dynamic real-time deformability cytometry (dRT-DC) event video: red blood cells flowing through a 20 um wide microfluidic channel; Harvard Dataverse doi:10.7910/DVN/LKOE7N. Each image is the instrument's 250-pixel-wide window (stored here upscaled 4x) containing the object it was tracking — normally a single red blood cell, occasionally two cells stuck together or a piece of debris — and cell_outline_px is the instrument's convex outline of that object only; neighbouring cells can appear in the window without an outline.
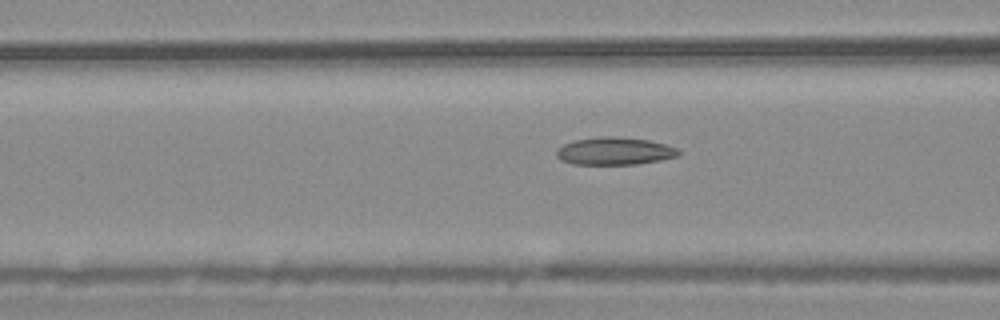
{"species": "common noctule bat (a hibernating species)", "species_latin": "Nyctalus noctula", "temperature_condition": "warm", "stored_images_in_passage": 41, "camera_frame_rate_fps": 3000, "um_per_image_px": 0.085, "animal": {"sex": "male", "body_mass_g": 20.4}, "frame": {"image": 1, "passage_image": 14, "time_ms": 4.333, "image_size_px": [1000, 320], "cell_outline_px": [[680, 156], [660, 160], [636, 164], [572, 164], [560, 160], [556, 156], [556, 148], [564, 144], [576, 140], [600, 136], [612, 136], [648, 140], [664, 144], [676, 148], [680, 152]], "centroid_in_image_um": [52.21, 12.85], "position_along_channel_um": 114.4, "area_um2": 19.59}}
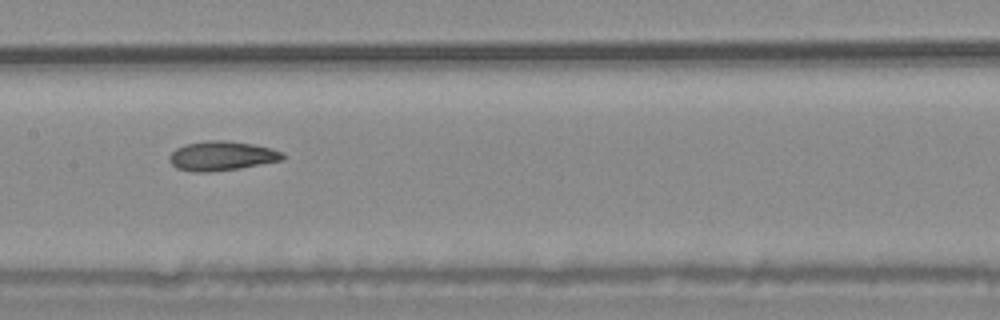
{"frame": {"image": 2, "passage_image": 20, "time_ms": 6.333, "image_size_px": [1000, 320], "cell_outline_px": [[284, 160], [240, 168], [212, 172], [192, 172], [176, 168], [168, 160], [168, 156], [176, 148], [184, 144], [208, 140], [228, 140], [256, 144], [272, 148], [284, 152]], "centroid_in_image_um": [18.86, 13.24], "position_along_channel_um": 188.5, "area_um2": 19.83}}
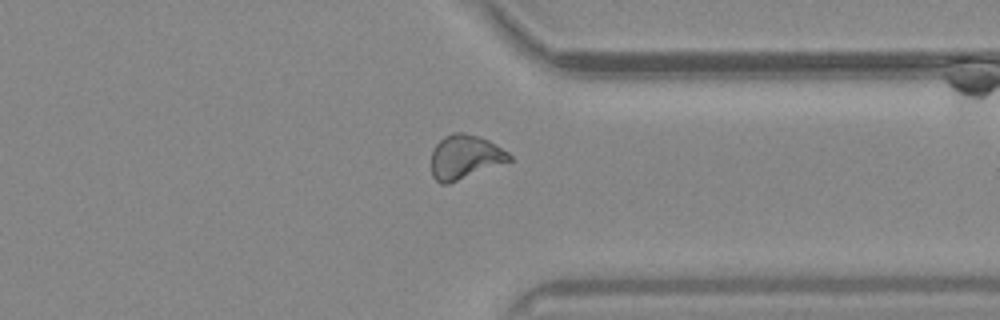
{"frame": {"image": 3, "passage_image": 35, "time_ms": 11.333, "image_size_px": [1000, 320], "cell_outline_px": [[512, 160], [448, 184], [440, 184], [432, 176], [432, 152], [436, 144], [444, 136], [452, 132], [464, 132], [480, 136], [488, 140], [508, 152], [512, 156]], "centroid_in_image_um": [39.51, 13.33], "position_along_channel_um": 371.9, "area_um2": 20.0}, "authors_computed_cell_mechanics": {"area_um2": 19.2474, "velocity_mm_per_s": 3.6971, "shape_relaxation_time_tau1_ms": null, "shape_relaxation_time_tau2_ms": 4.2475, "deformation_change_tau1": null, "deformation_change_tau2": 0.1009}}